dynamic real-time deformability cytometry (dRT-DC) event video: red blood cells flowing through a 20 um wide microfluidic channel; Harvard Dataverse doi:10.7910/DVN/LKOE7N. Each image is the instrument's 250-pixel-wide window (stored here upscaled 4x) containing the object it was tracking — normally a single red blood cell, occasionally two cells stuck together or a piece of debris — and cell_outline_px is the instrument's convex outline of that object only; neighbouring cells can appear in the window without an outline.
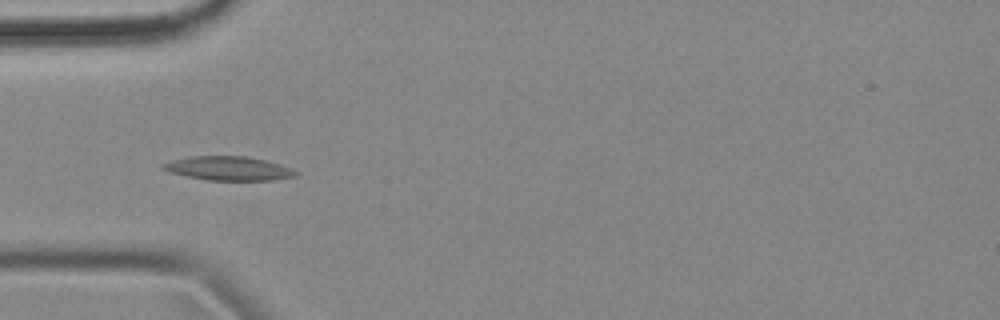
{"species": "common noctule bat (a hibernating species)", "species_latin": "Nyctalus noctula", "temperature_condition": "cold", "stored_images_in_passage": 13, "camera_frame_rate_fps": 3000, "um_per_image_px": 0.085, "animal": {"sex": "female", "body_mass_g": 18.4}, "frame": {"image": 1, "passage_image": 3, "time_ms": 0.667, "image_size_px": [1000, 320], "cell_outline_px": [[296, 176], [272, 180], [208, 180], [188, 176], [172, 172], [160, 168], [160, 164], [172, 160], [192, 156], [244, 156], [264, 160], [280, 164], [296, 172]], "centroid_in_image_um": [19.38, 14.31], "position_along_channel_um": 65.6, "area_um2": 18.21}}
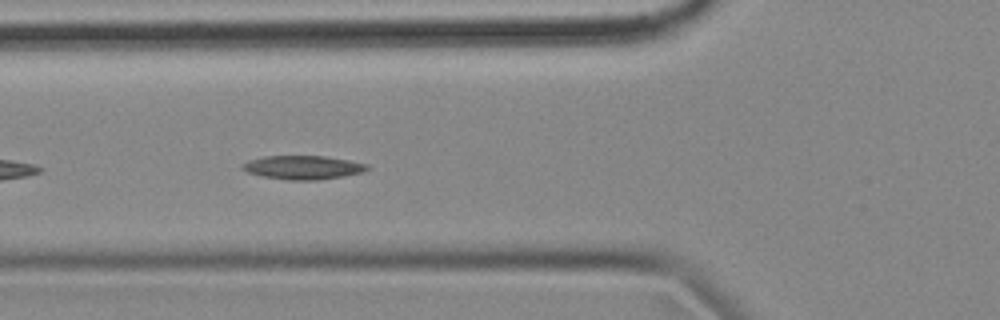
{"frame": {"image": 2, "passage_image": 6, "time_ms": 1.667, "image_size_px": [1000, 320], "cell_outline_px": [[368, 168], [364, 172], [344, 176], [316, 180], [288, 180], [264, 176], [248, 172], [240, 168], [240, 164], [248, 160], [264, 156], [324, 156], [348, 160], [368, 164]], "centroid_in_image_um": [25.73, 14.23], "position_along_channel_um": 100.1, "area_um2": 17.22}}
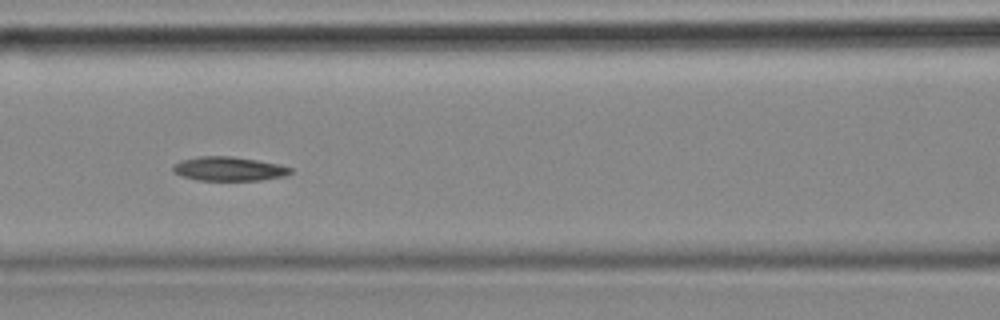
{"frame": {"image": 3, "passage_image": 10, "time_ms": 3.0, "image_size_px": [1000, 320], "cell_outline_px": [[292, 172], [284, 176], [260, 180], [196, 180], [180, 176], [172, 168], [172, 164], [184, 160], [200, 156], [228, 156], [256, 160], [280, 164], [292, 168]], "centroid_in_image_um": [19.45, 14.35], "position_along_channel_um": 147.1, "area_um2": 16.36}}